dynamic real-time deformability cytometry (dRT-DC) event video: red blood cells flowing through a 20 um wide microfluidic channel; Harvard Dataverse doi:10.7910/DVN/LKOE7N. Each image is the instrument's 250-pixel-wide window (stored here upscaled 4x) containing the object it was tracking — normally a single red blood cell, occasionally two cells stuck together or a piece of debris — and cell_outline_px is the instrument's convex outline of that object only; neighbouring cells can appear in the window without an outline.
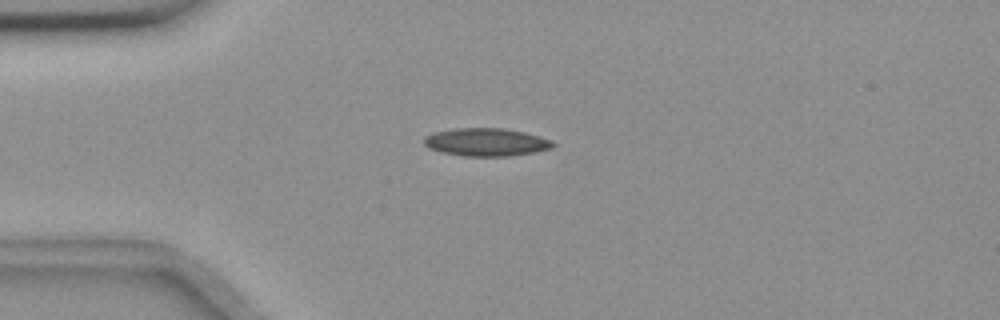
{"species": "common noctule bat (a hibernating species)", "species_latin": "Nyctalus noctula", "temperature_condition": "room temperature", "stored_images_in_passage": 55, "camera_frame_rate_fps": 3000, "um_per_image_px": 0.085, "animal": {"sex": "female", "body_mass_g": 18.4}, "frame": {"image": 1, "passage_image": 14, "time_ms": 4.333, "image_size_px": [1000, 320], "cell_outline_px": [[556, 144], [552, 148], [532, 152], [508, 156], [464, 156], [440, 152], [428, 148], [424, 144], [424, 136], [432, 132], [452, 128], [504, 128], [524, 132], [540, 136], [552, 140]], "centroid_in_image_um": [41.29, 12.07], "position_along_channel_um": 43.7, "area_um2": 21.15}}
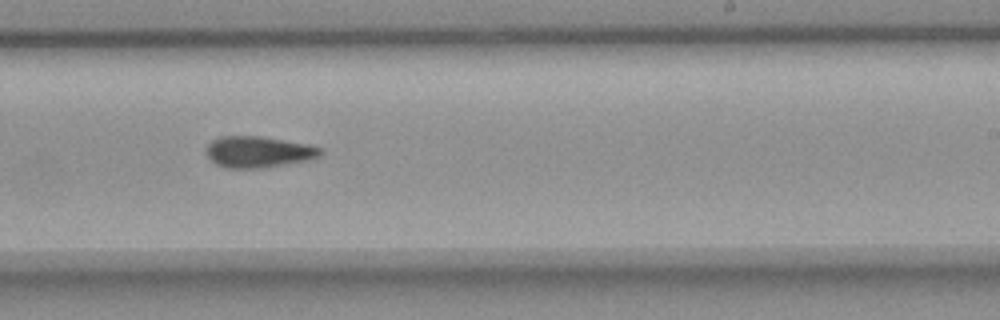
{"frame": {"image": 2, "passage_image": 34, "time_ms": 11.0, "image_size_px": [1000, 320], "cell_outline_px": [[324, 148], [320, 156], [308, 160], [264, 168], [224, 168], [216, 164], [204, 152], [204, 148], [212, 140], [220, 136], [260, 136], [308, 144]], "centroid_in_image_um": [21.95, 12.91], "position_along_channel_um": 267.1, "area_um2": 21.04}}
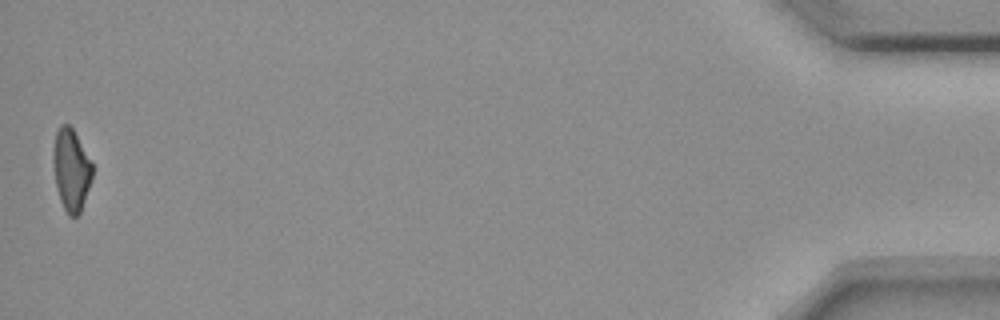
{"frame": {"image": 3, "passage_image": 55, "time_ms": 18.0, "image_size_px": [1000, 320], "cell_outline_px": [[92, 176], [80, 212], [76, 216], [68, 216], [60, 200], [56, 188], [52, 160], [52, 156], [56, 132], [60, 124], [68, 124], [72, 128], [92, 160]], "centroid_in_image_um": [6.03, 14.41], "position_along_channel_um": 429.2, "area_um2": 18.67}, "authors_computed_cell_mechanics": {"area_um2": 20.1144, "velocity_mm_per_s": 3.6622, "shape_relaxation_time_tau1_ms": null, "shape_relaxation_time_tau2_ms": 9.0893, "deformation_change_tau1": null, "deformation_change_tau2": 0.1753}}